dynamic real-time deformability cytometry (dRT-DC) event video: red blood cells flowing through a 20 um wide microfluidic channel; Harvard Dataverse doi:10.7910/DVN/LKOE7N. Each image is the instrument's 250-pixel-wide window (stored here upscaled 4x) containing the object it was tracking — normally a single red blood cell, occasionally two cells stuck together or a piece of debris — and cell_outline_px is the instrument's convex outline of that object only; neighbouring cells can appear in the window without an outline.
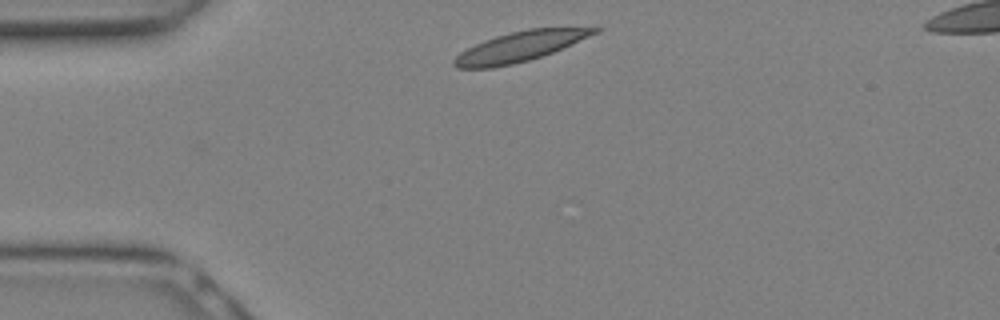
{"species": "Egyptian fruit bat (a non-hibernating species)", "species_latin": "Rousettus aegyptiacus", "temperature_condition": "warm", "stored_images_in_passage": 15, "camera_frame_rate_fps": 3000, "um_per_image_px": 0.085, "animal": {"sex": "female"}, "frame": {"image": 1, "passage_image": 1, "time_ms": 0.0, "image_size_px": [1000, 320], "cell_outline_px": [[604, 28], [600, 32], [572, 44], [552, 52], [528, 60], [512, 64], [492, 68], [456, 68], [452, 64], [452, 60], [460, 52], [484, 40], [496, 36], [528, 28]], "centroid_in_image_um": [44.17, 3.96], "position_along_channel_um": 40.8, "area_um2": 24.22}}
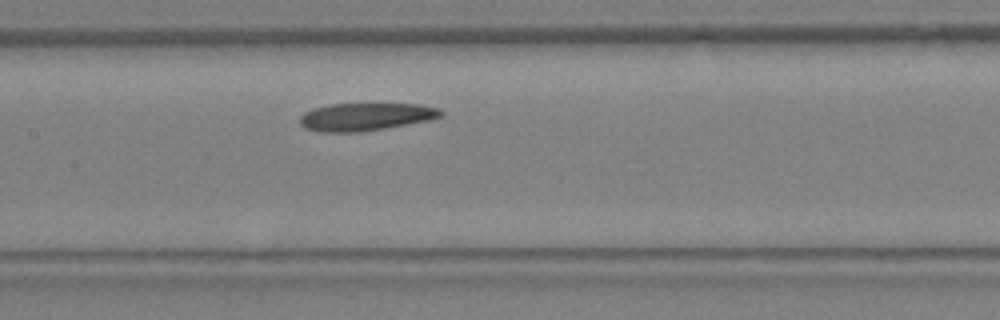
{"frame": {"image": 2, "passage_image": 8, "time_ms": 2.333, "image_size_px": [1000, 320], "cell_outline_px": [[444, 112], [440, 116], [432, 120], [360, 132], [320, 132], [304, 128], [300, 124], [300, 116], [304, 112], [312, 108], [328, 104], [420, 104], [440, 108]], "centroid_in_image_um": [31.07, 9.92], "position_along_channel_um": 176.3, "area_um2": 22.95}}
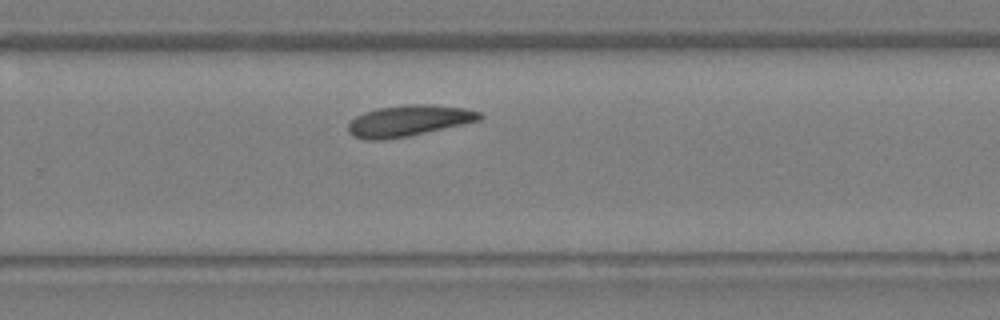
{"frame": {"image": 3, "passage_image": 13, "time_ms": 4.0, "image_size_px": [1000, 320], "cell_outline_px": [[484, 116], [480, 120], [464, 124], [408, 136], [380, 140], [364, 140], [352, 136], [348, 132], [348, 124], [356, 116], [364, 112], [380, 108], [408, 104], [432, 104], [464, 108], [480, 112]], "centroid_in_image_um": [34.73, 10.26], "position_along_channel_um": 295.1, "area_um2": 23.81}}